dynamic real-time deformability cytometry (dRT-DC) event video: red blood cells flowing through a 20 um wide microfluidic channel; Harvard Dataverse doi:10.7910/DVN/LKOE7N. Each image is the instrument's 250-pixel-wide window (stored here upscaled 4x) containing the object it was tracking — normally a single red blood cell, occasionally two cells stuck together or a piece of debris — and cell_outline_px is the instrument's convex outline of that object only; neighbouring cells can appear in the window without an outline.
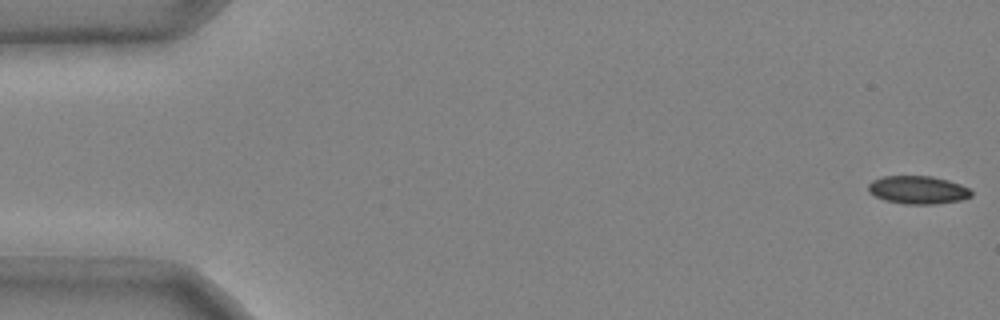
{"species": "common noctule bat (a hibernating species)", "species_latin": "Nyctalus noctula", "temperature_condition": "cold", "stored_images_in_passage": 5, "segment_of_instrument_passage": [1, 2], "camera_frame_rate_fps": 3000, "um_per_image_px": 0.085, "animal": {"sex": "male", "body_mass_g": 20.4}, "frame": {"image": 1, "passage_image": 1, "time_ms": 0.0, "image_size_px": [1000, 320], "cell_outline_px": [[972, 196], [960, 200], [936, 204], [904, 204], [884, 200], [868, 192], [868, 184], [872, 180], [884, 176], [932, 176], [948, 180], [960, 184], [968, 188], [972, 192]], "centroid_in_image_um": [78.01, 16.14], "position_along_channel_um": 7.0, "area_um2": 16.88}}
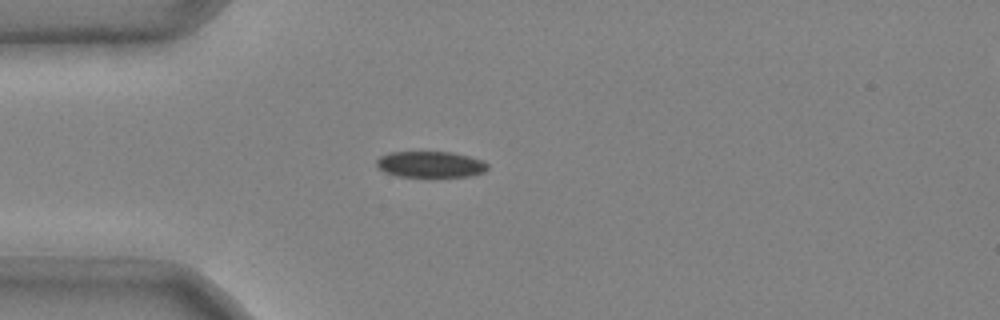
{"frame": {"image": 2, "passage_image": 4, "time_ms": 1.0, "image_size_px": [1000, 320], "cell_outline_px": [[488, 168], [484, 172], [468, 176], [400, 176], [384, 172], [376, 164], [376, 160], [380, 156], [388, 152], [452, 152], [484, 160], [488, 164]], "centroid_in_image_um": [36.59, 13.96], "position_along_channel_um": 48.4, "area_um2": 16.82}}